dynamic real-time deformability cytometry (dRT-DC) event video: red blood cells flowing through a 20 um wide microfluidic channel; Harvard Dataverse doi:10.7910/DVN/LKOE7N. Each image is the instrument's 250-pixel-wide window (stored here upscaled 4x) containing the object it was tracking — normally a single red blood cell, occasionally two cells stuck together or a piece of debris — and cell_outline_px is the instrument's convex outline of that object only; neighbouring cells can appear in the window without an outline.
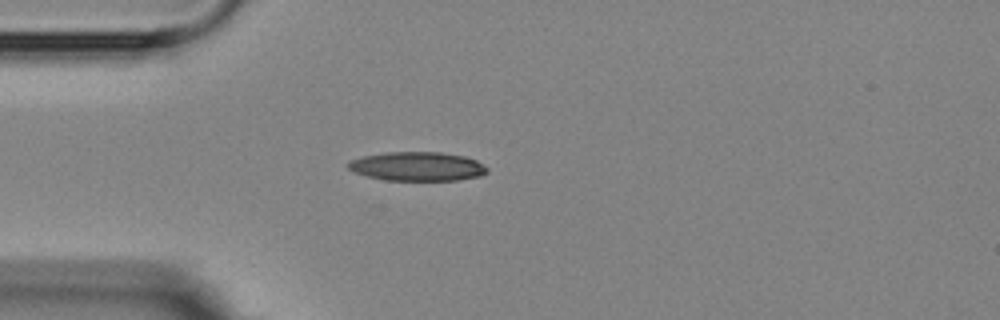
{"species": "Egyptian fruit bat (a non-hibernating species)", "species_latin": "Rousettus aegyptiacus", "temperature_condition": "room temperature", "stored_images_in_passage": 4, "camera_frame_rate_fps": 3000, "um_per_image_px": 0.085, "animal": {"sex": "female"}, "frame": {"image": 1, "passage_image": 4, "time_ms": 3.667, "image_size_px": [1000, 320], "cell_outline_px": [[488, 172], [480, 176], [456, 180], [384, 180], [352, 172], [348, 168], [348, 160], [364, 156], [384, 152], [440, 152], [464, 156], [476, 160], [488, 168]], "centroid_in_image_um": [35.45, 14.14], "position_along_channel_um": 49.5, "area_um2": 23.52}}